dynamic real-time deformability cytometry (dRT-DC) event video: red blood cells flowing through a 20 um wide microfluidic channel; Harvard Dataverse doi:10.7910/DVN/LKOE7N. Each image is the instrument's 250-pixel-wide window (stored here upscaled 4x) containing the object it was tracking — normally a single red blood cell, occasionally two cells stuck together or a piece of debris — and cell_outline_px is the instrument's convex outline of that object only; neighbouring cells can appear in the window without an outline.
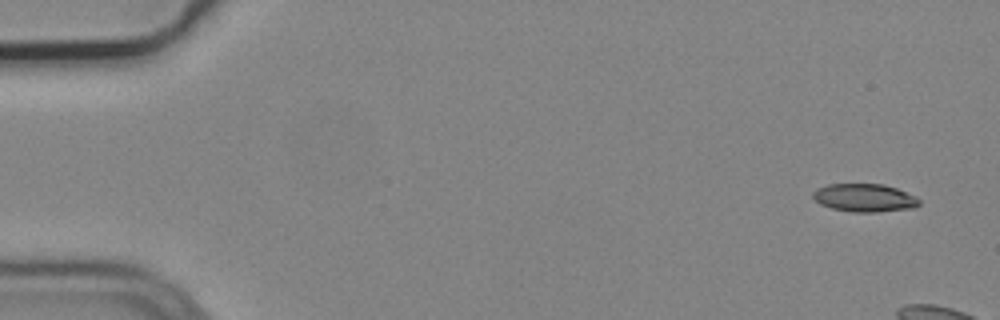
{"species": "common noctule bat (a hibernating species)", "species_latin": "Nyctalus noctula", "temperature_condition": "cold", "stored_images_in_passage": 5, "camera_frame_rate_fps": 3000, "um_per_image_px": 0.085, "animal": {"sex": "male", "body_mass_g": 19.2, "forearm_length_mm": 51.8}, "frame": {"image": 1, "passage_image": 1, "time_ms": 0.0, "image_size_px": [1000, 320], "cell_outline_px": [[920, 204], [916, 208], [876, 212], [852, 212], [832, 208], [820, 204], [812, 196], [812, 192], [816, 188], [828, 184], [884, 184], [896, 188], [916, 196], [920, 200]], "centroid_in_image_um": [73.5, 16.81], "position_along_channel_um": 11.5, "area_um2": 17.51}}